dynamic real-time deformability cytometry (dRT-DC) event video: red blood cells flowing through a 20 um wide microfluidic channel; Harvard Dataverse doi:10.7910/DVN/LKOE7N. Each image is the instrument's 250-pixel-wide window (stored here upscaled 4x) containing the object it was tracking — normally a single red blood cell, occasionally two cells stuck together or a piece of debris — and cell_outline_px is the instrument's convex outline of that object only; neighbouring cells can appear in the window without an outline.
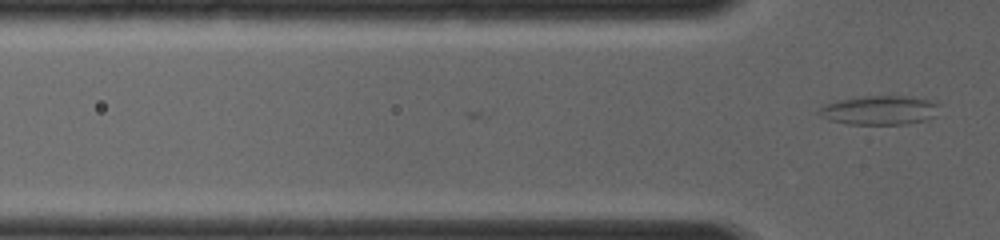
{"species": "common noctule bat (a hibernating species)", "species_latin": "Nyctalus noctula", "temperature_condition": "room temperature", "stored_images_in_passage": 2, "camera_frame_rate_fps": 4000, "um_per_image_px": 0.085, "animal": {"sex": "female", "body_mass_g": 19.0, "forearm_length_mm": 56.7}, "frame": {"image": 1, "passage_image": 2, "time_ms": 0.5, "image_size_px": [1000, 240], "cell_outline_px": [[940, 104], [936, 116], [928, 120], [904, 124], [848, 124], [832, 120], [820, 116], [816, 112], [820, 108], [828, 104], [840, 100], [868, 96], [908, 96], [928, 100]], "centroid_in_image_um": [74.82, 9.38], "position_along_channel_um": 51.0, "area_um2": 20.23}}